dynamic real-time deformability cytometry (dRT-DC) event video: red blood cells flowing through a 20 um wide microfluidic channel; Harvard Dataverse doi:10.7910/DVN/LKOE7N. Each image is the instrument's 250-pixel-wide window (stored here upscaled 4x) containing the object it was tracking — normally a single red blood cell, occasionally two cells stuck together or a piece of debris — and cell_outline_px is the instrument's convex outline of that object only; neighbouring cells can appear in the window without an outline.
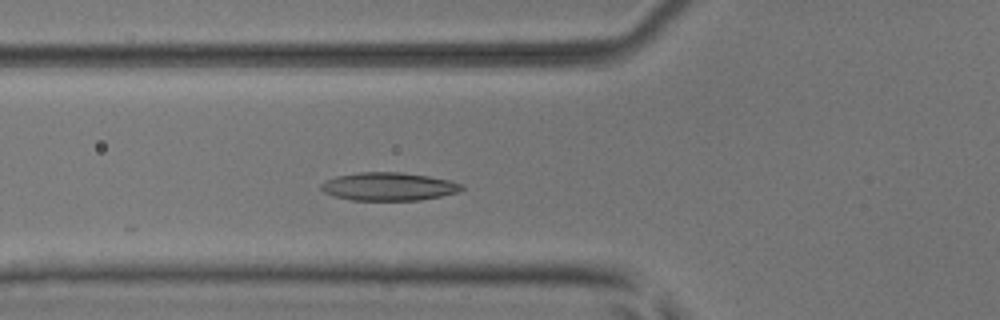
{"species": "common noctule bat (a hibernating species)", "species_latin": "Nyctalus noctula", "temperature_condition": "room temperature", "stored_images_in_passage": 49, "camera_frame_rate_fps": 3000, "um_per_image_px": 0.085, "animal": {"sex": "male", "body_mass_g": 17.9, "forearm_length_mm": 54.2}, "frame": {"image": 1, "passage_image": 16, "time_ms": 5.0, "image_size_px": [1000, 320], "cell_outline_px": [[464, 188], [456, 192], [440, 196], [420, 200], [352, 200], [332, 196], [324, 192], [320, 188], [320, 184], [324, 180], [336, 176], [360, 172], [400, 172], [428, 176], [448, 180], [464, 184]], "centroid_in_image_um": [32.99, 15.85], "position_along_channel_um": 92.8, "area_um2": 23.06}}
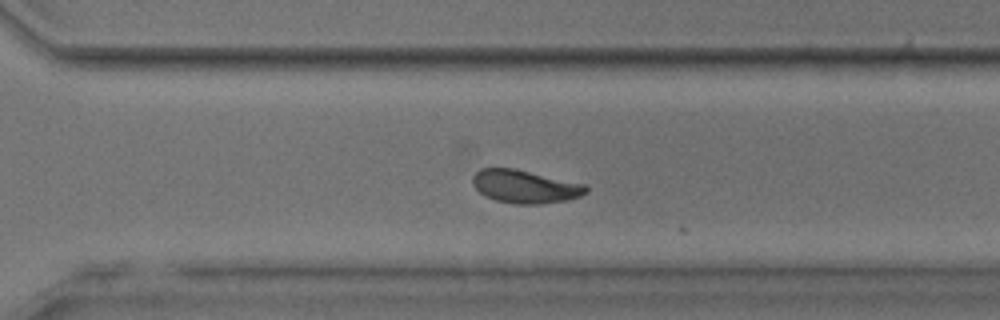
{"frame": {"image": 2, "passage_image": 34, "time_ms": 11.0, "image_size_px": [1000, 320], "cell_outline_px": [[588, 192], [580, 196], [564, 200], [540, 204], [516, 204], [496, 200], [484, 196], [472, 184], [472, 176], [480, 168], [512, 168], [584, 184], [588, 188]], "centroid_in_image_um": [44.59, 15.86], "position_along_channel_um": 326.0, "area_um2": 21.62}}
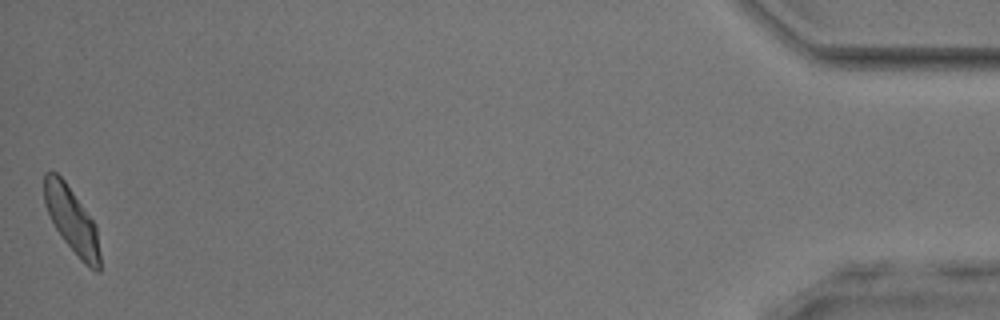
{"frame": {"image": 3, "passage_image": 49, "time_ms": 16.0, "image_size_px": [1000, 320], "cell_outline_px": [[100, 272], [96, 272], [84, 264], [80, 260], [64, 240], [56, 228], [44, 204], [44, 172], [56, 172], [64, 180], [96, 224], [100, 252]], "centroid_in_image_um": [6.12, 18.74], "position_along_channel_um": 429.1, "area_um2": 21.15}, "authors_computed_cell_mechanics": {"area_um2": 22.0218, "velocity_mm_per_s": 3.8929, "shape_relaxation_time_tau1_ms": 4.2826, "shape_relaxation_time_tau2_ms": 1.4375, "deformation_change_tau1": 0.1283, "deformation_change_tau2": 0.0636}}